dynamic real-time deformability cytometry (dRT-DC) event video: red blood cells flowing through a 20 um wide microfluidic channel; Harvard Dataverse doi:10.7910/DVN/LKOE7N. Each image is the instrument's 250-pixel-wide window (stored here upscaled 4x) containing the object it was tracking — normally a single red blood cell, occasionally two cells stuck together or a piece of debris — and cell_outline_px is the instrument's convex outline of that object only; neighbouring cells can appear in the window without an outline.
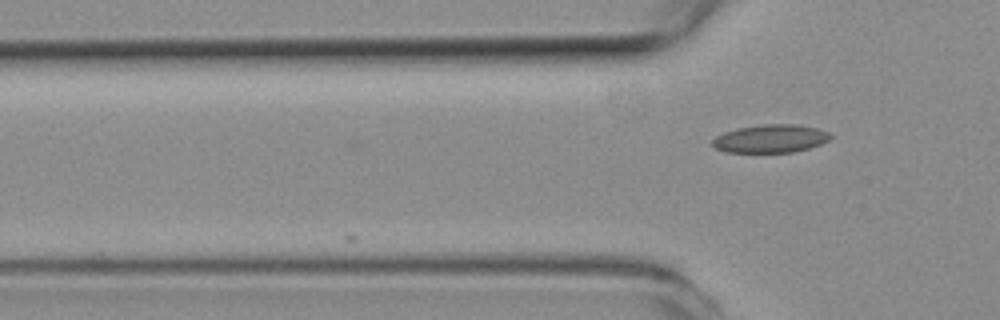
{"species": "common noctule bat (a hibernating species)", "species_latin": "Nyctalus noctula", "temperature_condition": "room temperature", "stored_images_in_passage": 3, "camera_frame_rate_fps": 3000, "um_per_image_px": 0.085, "animal": {"sex": "female", "body_mass_g": 19.3, "forearm_length_mm": 54.1}, "frame": {"image": 1, "passage_image": 3, "time_ms": 0.667, "image_size_px": [1000, 320], "cell_outline_px": [[832, 136], [828, 140], [820, 144], [808, 148], [792, 152], [724, 152], [716, 148], [712, 144], [712, 140], [716, 136], [724, 132], [736, 128], [764, 124], [796, 124], [816, 128], [828, 132]], "centroid_in_image_um": [65.47, 11.78], "position_along_channel_um": 60.3, "area_um2": 19.25}}